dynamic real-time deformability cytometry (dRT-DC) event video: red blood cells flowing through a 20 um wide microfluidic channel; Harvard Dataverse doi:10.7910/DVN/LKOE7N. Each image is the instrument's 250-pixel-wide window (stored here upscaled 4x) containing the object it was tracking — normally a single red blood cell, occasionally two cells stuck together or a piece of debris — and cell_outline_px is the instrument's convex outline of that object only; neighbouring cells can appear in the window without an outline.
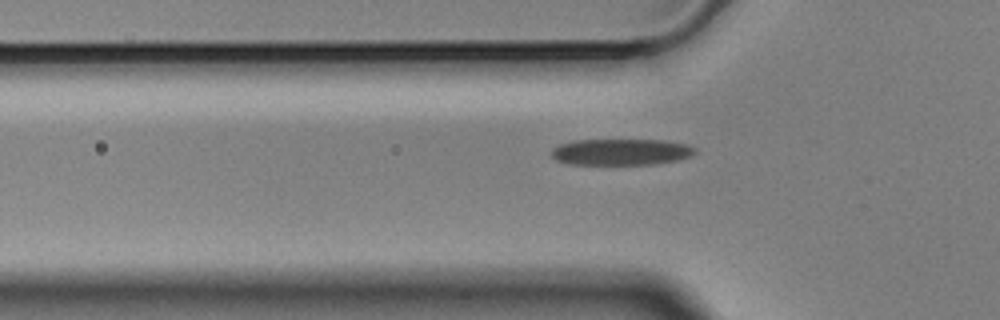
{"species": "Egyptian fruit bat (a non-hibernating species)", "species_latin": "Rousettus aegyptiacus", "temperature_condition": "cold", "stored_images_in_passage": 40, "camera_frame_rate_fps": 3000, "um_per_image_px": 0.085, "animal": {"sex": "male"}, "frame": {"image": 1, "passage_image": 9, "time_ms": 2.667, "image_size_px": [1000, 320], "cell_outline_px": [[696, 152], [692, 156], [676, 160], [656, 164], [568, 164], [556, 160], [552, 156], [552, 148], [560, 144], [576, 140], [660, 140], [684, 144], [696, 148]], "centroid_in_image_um": [52.78, 12.92], "position_along_channel_um": 73.0, "area_um2": 21.91}}
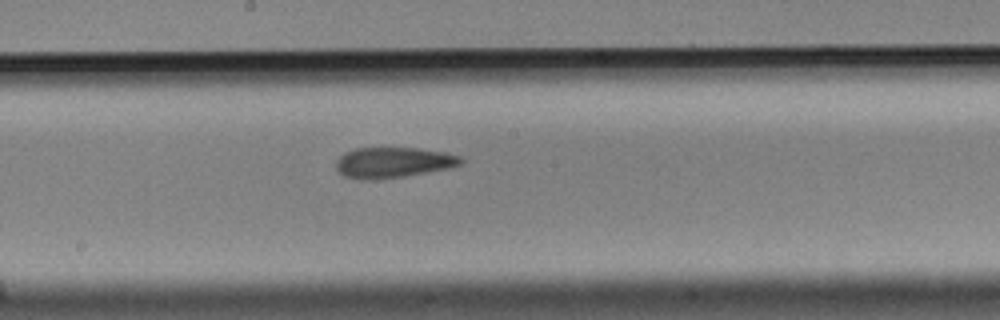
{"frame": {"image": 2, "passage_image": 21, "time_ms": 6.667, "image_size_px": [1000, 320], "cell_outline_px": [[464, 160], [460, 164], [448, 168], [404, 176], [380, 180], [360, 180], [344, 176], [336, 168], [336, 160], [344, 152], [356, 148], [416, 148], [444, 152], [460, 156]], "centroid_in_image_um": [33.37, 13.82], "position_along_channel_um": 214.8, "area_um2": 22.25}}
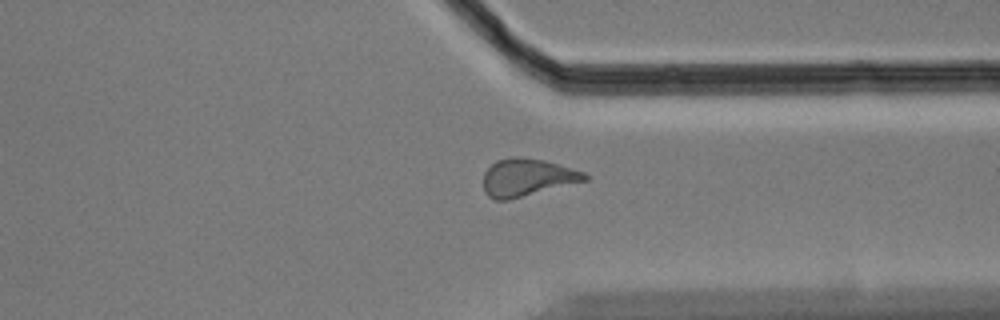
{"frame": {"image": 3, "passage_image": 34, "time_ms": 11.0, "image_size_px": [1000, 320], "cell_outline_px": [[588, 180], [508, 200], [496, 200], [488, 196], [484, 192], [484, 172], [496, 160], [512, 156], [516, 156], [544, 160], [584, 172], [588, 176]], "centroid_in_image_um": [44.78, 15.08], "position_along_channel_um": 366.6, "area_um2": 22.08}}